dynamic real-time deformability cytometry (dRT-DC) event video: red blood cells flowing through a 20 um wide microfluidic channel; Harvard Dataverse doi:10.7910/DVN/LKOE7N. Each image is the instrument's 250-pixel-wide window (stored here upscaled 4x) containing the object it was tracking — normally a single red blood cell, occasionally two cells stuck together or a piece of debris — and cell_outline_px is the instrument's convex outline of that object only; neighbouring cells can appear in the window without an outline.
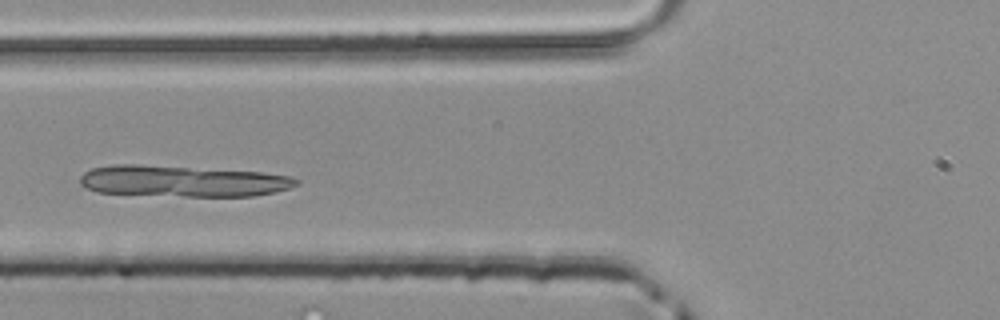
{"species": "common noctule bat (a hibernating species)", "species_latin": "Nyctalus noctula", "temperature_condition": "room temperature", "stored_images_in_passage": 32, "camera_frame_rate_fps": 3000, "um_per_image_px": 0.085, "animal": {"sex": "male", "body_mass_g": 20.4}, "frame": {"image": 1, "passage_image": 4, "time_ms": 1.0, "image_size_px": [1000, 320], "cell_outline_px": [[300, 184], [276, 192], [252, 196], [184, 196], [96, 192], [84, 188], [80, 184], [80, 176], [84, 172], [92, 168], [112, 164], [140, 164], [264, 172], [292, 176], [300, 180]], "centroid_in_image_um": [15.53, 15.38], "position_along_channel_um": 110.3, "area_um2": 39.71}}
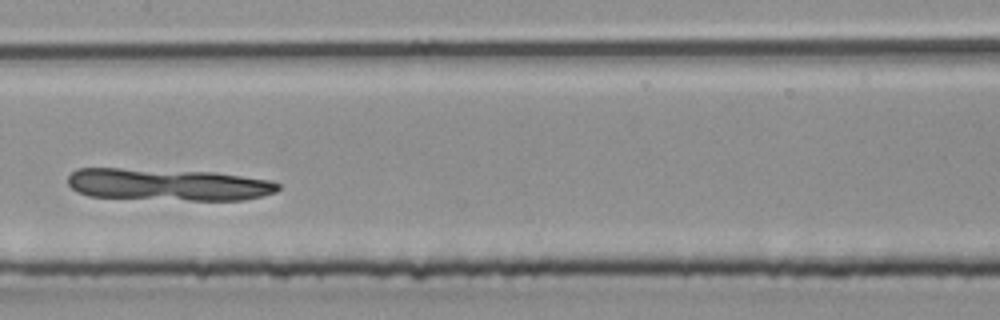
{"frame": {"image": 2, "passage_image": 10, "time_ms": 3.0, "image_size_px": [1000, 320], "cell_outline_px": [[280, 188], [276, 192], [244, 200], [188, 200], [88, 196], [76, 192], [68, 184], [68, 176], [76, 168], [120, 168], [216, 172], [272, 180], [280, 184]], "centroid_in_image_um": [14.29, 15.68], "position_along_channel_um": 193.1, "area_um2": 39.48}}
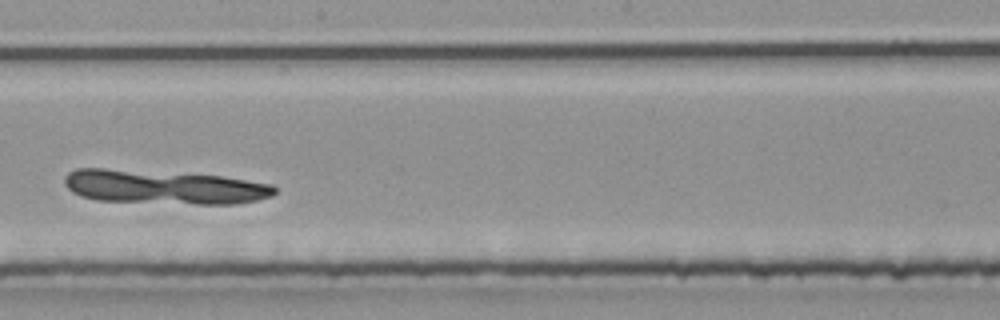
{"frame": {"image": 3, "passage_image": 13, "time_ms": 4.0, "image_size_px": [1000, 320], "cell_outline_px": [[276, 192], [272, 196], [256, 200], [236, 204], [196, 204], [96, 200], [80, 196], [72, 192], [64, 184], [64, 176], [68, 172], [76, 168], [104, 168], [220, 176], [272, 184], [276, 188]], "centroid_in_image_um": [13.89, 15.9], "position_along_channel_um": 234.3, "area_um2": 41.56}}